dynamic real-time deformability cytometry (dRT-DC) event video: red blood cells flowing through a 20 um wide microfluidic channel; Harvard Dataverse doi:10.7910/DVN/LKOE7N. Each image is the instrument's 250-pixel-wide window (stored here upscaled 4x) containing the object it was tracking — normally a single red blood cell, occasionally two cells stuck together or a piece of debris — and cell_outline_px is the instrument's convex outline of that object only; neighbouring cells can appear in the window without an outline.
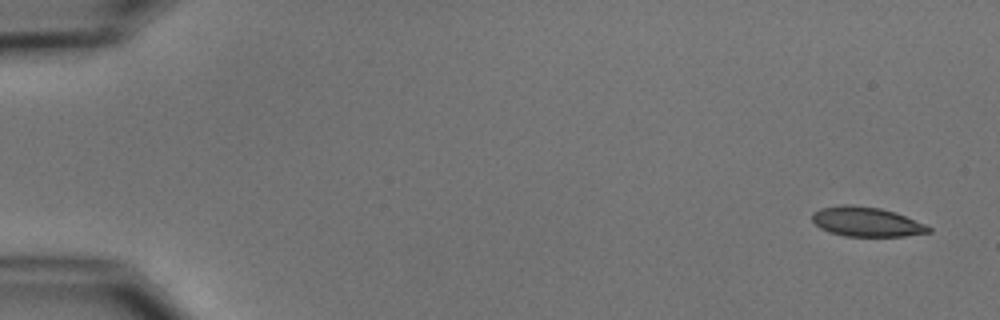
{"species": "common noctule bat (a hibernating species)", "species_latin": "Nyctalus noctula", "temperature_condition": "cold", "stored_images_in_passage": 5, "camera_frame_rate_fps": 3000, "um_per_image_px": 0.085, "animal": {"sex": "male", "body_mass_g": 15.6}, "frame": {"image": 1, "passage_image": 1, "time_ms": 0.0, "image_size_px": [1000, 320], "cell_outline_px": [[932, 232], [904, 236], [844, 236], [828, 232], [820, 228], [812, 220], [812, 212], [820, 208], [840, 204], [852, 204], [880, 208], [896, 212], [924, 224], [932, 228]], "centroid_in_image_um": [73.62, 18.84], "position_along_channel_um": 11.4, "area_um2": 20.23}}
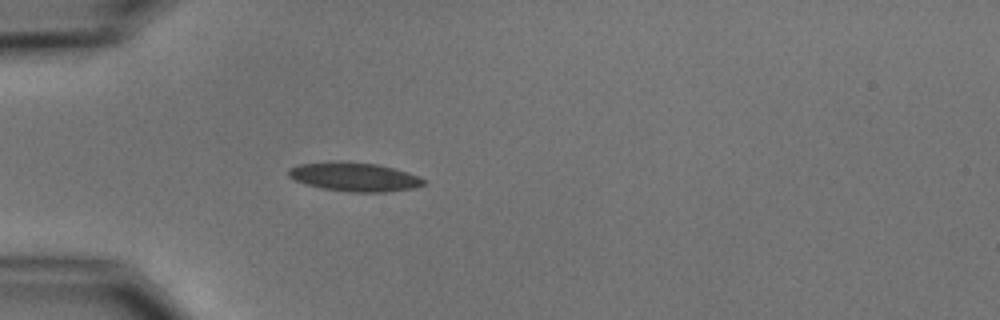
{"frame": {"image": 2, "passage_image": 5, "time_ms": 4.667, "image_size_px": [1000, 320], "cell_outline_px": [[428, 180], [424, 184], [416, 188], [384, 192], [348, 192], [320, 188], [296, 180], [288, 176], [288, 168], [300, 164], [340, 160], [376, 164], [408, 172]], "centroid_in_image_um": [30.14, 15.03], "position_along_channel_um": 54.9, "area_um2": 22.89}}